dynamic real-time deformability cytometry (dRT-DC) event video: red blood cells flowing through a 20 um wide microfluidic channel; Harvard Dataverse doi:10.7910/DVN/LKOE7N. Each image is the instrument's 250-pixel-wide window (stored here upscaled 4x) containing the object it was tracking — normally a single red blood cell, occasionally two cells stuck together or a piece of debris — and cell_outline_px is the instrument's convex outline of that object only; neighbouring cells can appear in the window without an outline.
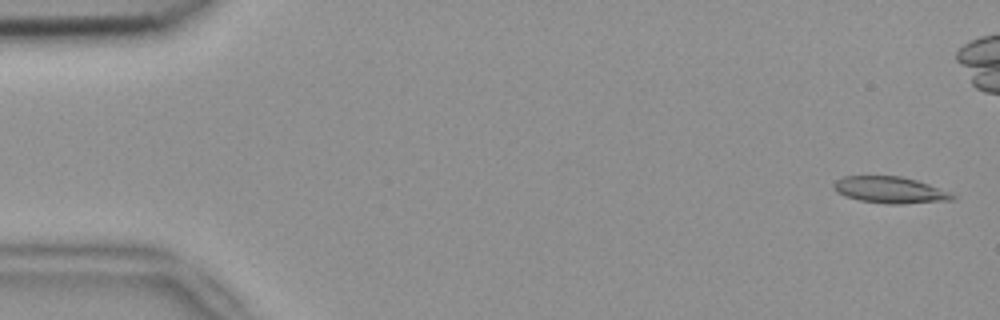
{"species": "common noctule bat (a hibernating species)", "species_latin": "Nyctalus noctula", "temperature_condition": "room temperature", "stored_images_in_passage": 54, "camera_frame_rate_fps": 3000, "um_per_image_px": 0.085, "animal": {"sex": "female", "body_mass_g": 18.4}, "frame": {"image": 1, "passage_image": 2, "time_ms": 0.333, "image_size_px": [1000, 320], "cell_outline_px": [[956, 196], [952, 200], [900, 204], [888, 204], [860, 200], [844, 196], [836, 192], [832, 188], [832, 184], [836, 180], [844, 176], [900, 176], [916, 180], [928, 184], [948, 192]], "centroid_in_image_um": [75.59, 16.14], "position_along_channel_um": 9.4, "area_um2": 18.26}}
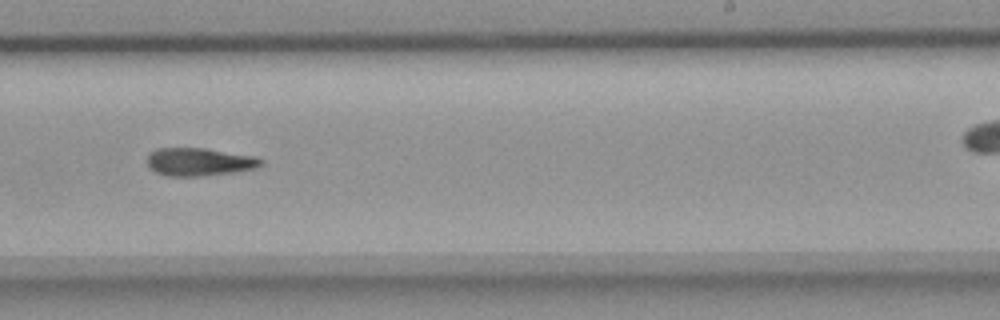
{"frame": {"image": 2, "passage_image": 33, "time_ms": 10.667, "image_size_px": [1000, 320], "cell_outline_px": [[264, 164], [256, 168], [240, 172], [204, 176], [168, 176], [156, 172], [148, 168], [148, 156], [156, 148], [204, 148], [256, 156], [264, 160]], "centroid_in_image_um": [17.0, 13.77], "position_along_channel_um": 272.0, "area_um2": 18.84}}
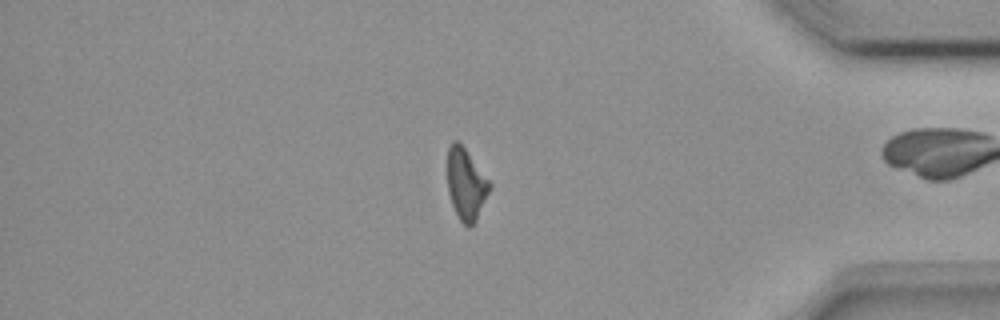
{"frame": {"image": 3, "passage_image": 45, "time_ms": 14.667, "image_size_px": [1000, 320], "cell_outline_px": [[492, 184], [476, 220], [468, 228], [460, 220], [452, 204], [448, 192], [448, 148], [452, 140], [456, 140], [464, 148]], "centroid_in_image_um": [39.6, 15.65], "position_along_channel_um": 395.6, "area_um2": 17.11}}